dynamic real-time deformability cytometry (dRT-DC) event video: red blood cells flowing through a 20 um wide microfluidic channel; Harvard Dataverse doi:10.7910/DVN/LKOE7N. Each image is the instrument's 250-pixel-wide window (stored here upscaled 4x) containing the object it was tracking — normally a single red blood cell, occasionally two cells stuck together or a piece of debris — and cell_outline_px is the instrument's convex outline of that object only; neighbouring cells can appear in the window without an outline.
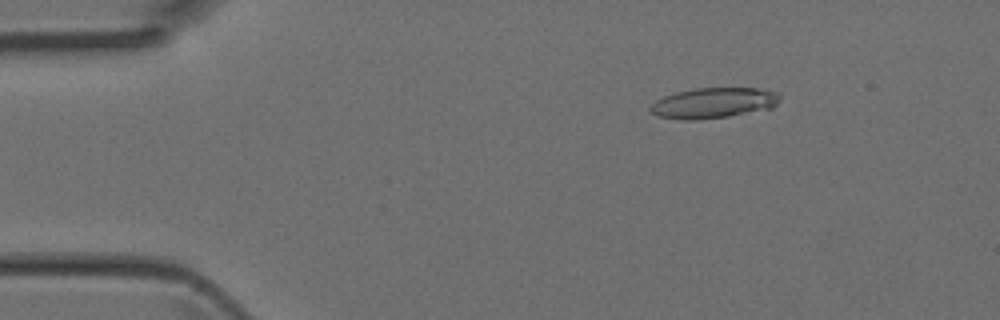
{"species": "Egyptian fruit bat (a non-hibernating species)", "species_latin": "Rousettus aegyptiacus", "temperature_condition": "room temperature", "stored_images_in_passage": 5, "camera_frame_rate_fps": 3000, "um_per_image_px": 0.085, "animal": {"sex": "female"}, "frame": {"image": 1, "passage_image": 2, "time_ms": 0.333, "image_size_px": [1000, 320], "cell_outline_px": [[780, 100], [772, 108], [728, 116], [696, 120], [684, 120], [660, 116], [652, 112], [648, 108], [656, 100], [664, 96], [676, 92], [696, 88], [756, 88], [780, 92]], "centroid_in_image_um": [60.67, 8.74], "position_along_channel_um": 24.3, "area_um2": 22.95}}
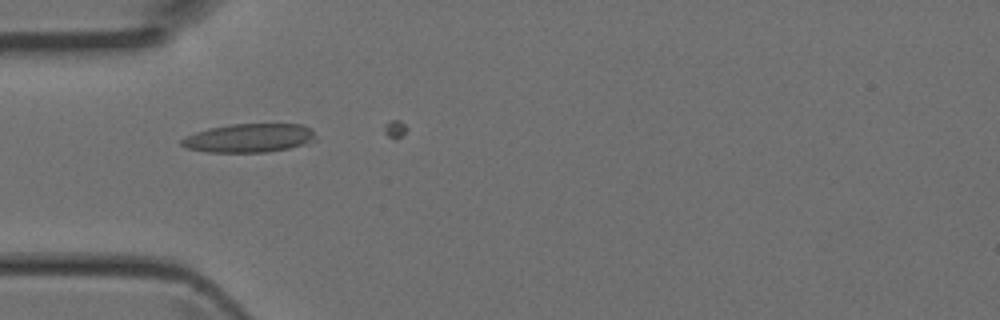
{"frame": {"image": 2, "passage_image": 4, "time_ms": 1.0, "image_size_px": [1000, 320], "cell_outline_px": [[316, 140], [288, 148], [264, 152], [208, 152], [188, 148], [180, 144], [180, 140], [196, 132], [208, 128], [232, 124], [304, 124], [312, 128], [316, 136]], "centroid_in_image_um": [21.21, 11.72], "position_along_channel_um": 63.8, "area_um2": 22.31}}